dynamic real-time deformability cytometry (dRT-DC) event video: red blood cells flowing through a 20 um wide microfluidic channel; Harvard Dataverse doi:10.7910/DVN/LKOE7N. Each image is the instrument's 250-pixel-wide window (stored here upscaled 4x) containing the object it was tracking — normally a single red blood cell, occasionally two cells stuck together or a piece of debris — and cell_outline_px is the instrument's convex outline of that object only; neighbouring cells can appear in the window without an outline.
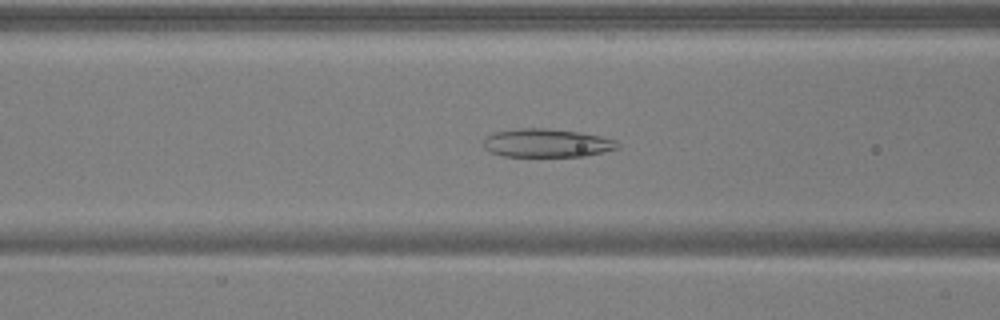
{"species": "common noctule bat (a hibernating species)", "species_latin": "Nyctalus noctula", "temperature_condition": "warm", "stored_images_in_passage": 43, "camera_frame_rate_fps": 3000, "um_per_image_px": 0.085, "animal": {"sex": "male", "body_mass_g": 17.9, "forearm_length_mm": 54.2}, "frame": {"image": 1, "passage_image": 13, "time_ms": 4.0, "image_size_px": [1000, 320], "cell_outline_px": [[620, 144], [616, 148], [604, 152], [584, 156], [504, 156], [492, 152], [484, 148], [484, 140], [492, 132], [516, 128], [544, 128], [580, 132], [600, 136], [616, 140]], "centroid_in_image_um": [46.47, 12.15], "position_along_channel_um": 120.1, "area_um2": 22.14}}
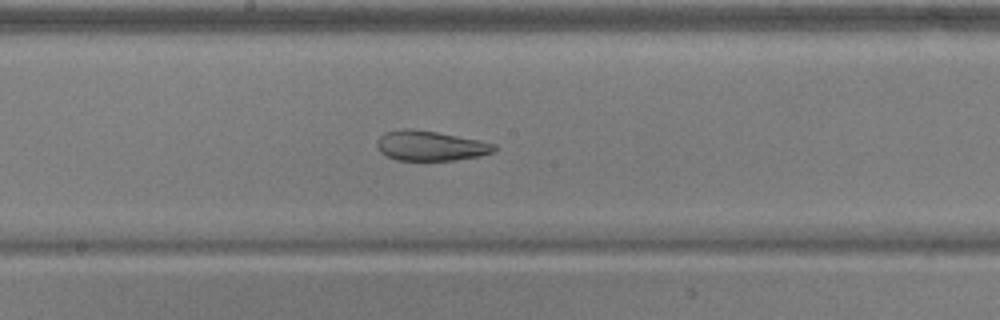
{"frame": {"image": 2, "passage_image": 20, "time_ms": 6.333, "image_size_px": [1000, 320], "cell_outline_px": [[496, 152], [480, 156], [456, 160], [396, 160], [380, 152], [376, 148], [376, 140], [384, 132], [404, 128], [412, 128], [436, 132], [480, 140], [496, 144]], "centroid_in_image_um": [36.58, 12.39], "position_along_channel_um": 211.6, "area_um2": 20.69}}
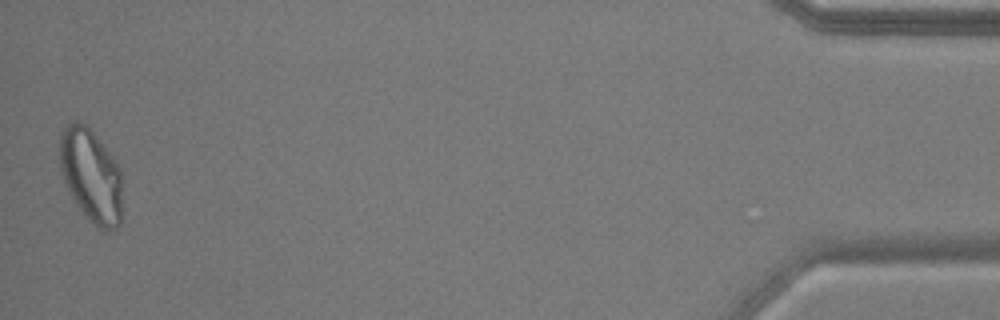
{"frame": {"image": 3, "passage_image": 43, "time_ms": 14.0, "image_size_px": [1000, 320], "cell_outline_px": [[120, 224], [116, 228], [100, 228], [88, 220], [76, 204], [64, 180], [60, 168], [60, 132], [68, 124], [76, 120], [84, 124], [96, 136], [112, 156], [120, 168]], "centroid_in_image_um": [7.71, 14.9], "position_along_channel_um": 427.5, "area_um2": 33.35}, "authors_computed_cell_mechanics": {"area_um2": 25.9522, "velocity_mm_per_s": 3.9217, "shape_relaxation_time_tau1_ms": null, "shape_relaxation_time_tau2_ms": 1.9156, "deformation_change_tau1": null, "deformation_change_tau2": 0.0858}}